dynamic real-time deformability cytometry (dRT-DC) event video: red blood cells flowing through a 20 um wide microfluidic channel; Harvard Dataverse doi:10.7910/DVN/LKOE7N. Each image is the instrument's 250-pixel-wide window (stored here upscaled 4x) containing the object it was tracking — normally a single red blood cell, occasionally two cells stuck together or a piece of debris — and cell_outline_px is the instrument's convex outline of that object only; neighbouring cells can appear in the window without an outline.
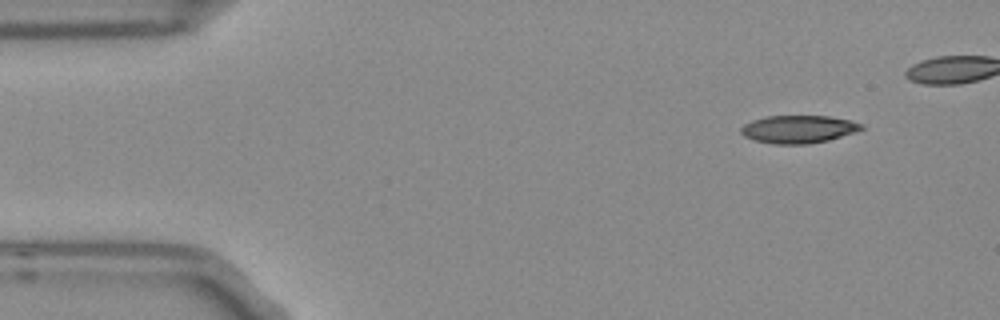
{"species": "Egyptian fruit bat (a non-hibernating species)", "species_latin": "Rousettus aegyptiacus", "temperature_condition": "room temperature", "stored_images_in_passage": 5, "camera_frame_rate_fps": 3000, "um_per_image_px": 0.085, "frame": {"image": 1, "passage_image": 1, "time_ms": 0.0, "image_size_px": [1000, 320], "cell_outline_px": [[864, 128], [856, 132], [828, 140], [808, 144], [772, 144], [752, 140], [744, 136], [740, 132], [740, 128], [744, 124], [752, 120], [768, 116], [828, 116], [848, 120], [864, 124]], "centroid_in_image_um": [67.84, 10.99], "position_along_channel_um": 17.2, "area_um2": 19.59}}
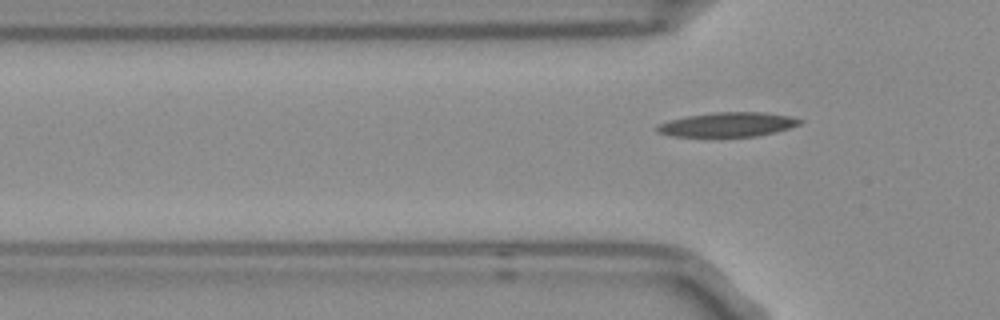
{"frame": {"image": 2, "passage_image": 5, "time_ms": 1.333, "image_size_px": [1000, 320], "cell_outline_px": [[804, 120], [800, 124], [788, 128], [756, 136], [672, 136], [656, 132], [656, 124], [668, 120], [688, 116], [712, 112], [764, 112], [788, 116]], "centroid_in_image_um": [61.8, 10.57], "position_along_channel_um": 64.0, "area_um2": 20.11}}